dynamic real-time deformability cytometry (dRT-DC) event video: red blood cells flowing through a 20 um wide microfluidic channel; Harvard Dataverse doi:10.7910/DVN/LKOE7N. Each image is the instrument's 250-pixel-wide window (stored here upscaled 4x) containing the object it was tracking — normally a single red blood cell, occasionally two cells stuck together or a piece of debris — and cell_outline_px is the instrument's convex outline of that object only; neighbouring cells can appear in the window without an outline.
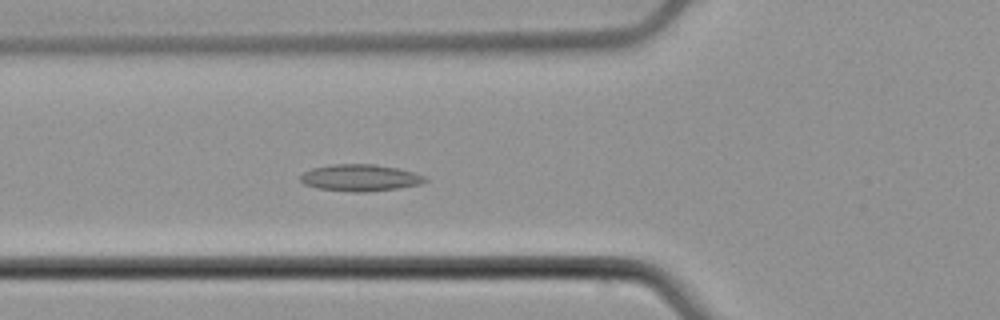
{"species": "common noctule bat (a hibernating species)", "species_latin": "Nyctalus noctula", "temperature_condition": "cold", "stored_images_in_passage": 55, "camera_frame_rate_fps": 3000, "um_per_image_px": 0.085, "animal": {"sex": "male", "body_mass_g": 21.5, "forearm_length_mm": 52.0}, "frame": {"image": 1, "passage_image": 20, "time_ms": 6.333, "image_size_px": [1000, 320], "cell_outline_px": [[428, 180], [420, 184], [400, 188], [364, 192], [352, 192], [316, 188], [304, 184], [300, 180], [300, 176], [304, 172], [312, 168], [332, 164], [376, 164], [396, 168], [412, 172], [424, 176]], "centroid_in_image_um": [30.59, 15.11], "position_along_channel_um": 95.2, "area_um2": 19.42}}
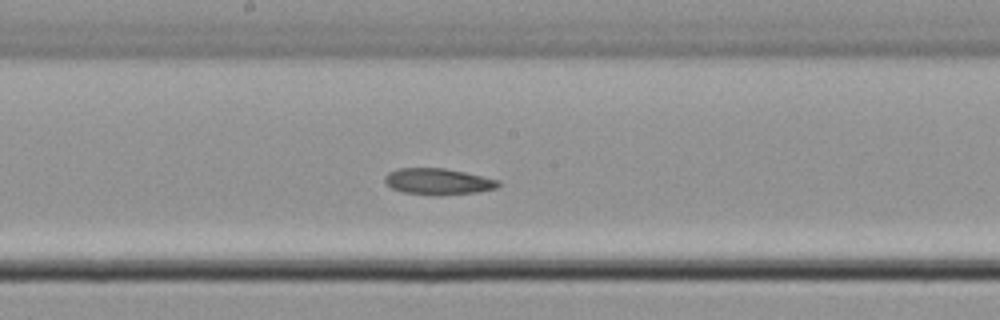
{"frame": {"image": 2, "passage_image": 29, "time_ms": 9.333, "image_size_px": [1000, 320], "cell_outline_px": [[500, 184], [496, 188], [476, 192], [440, 196], [432, 196], [404, 192], [392, 188], [384, 180], [384, 176], [388, 172], [396, 168], [444, 168], [464, 172], [500, 180]], "centroid_in_image_um": [37.22, 15.43], "position_along_channel_um": 211.0, "area_um2": 17.51}}
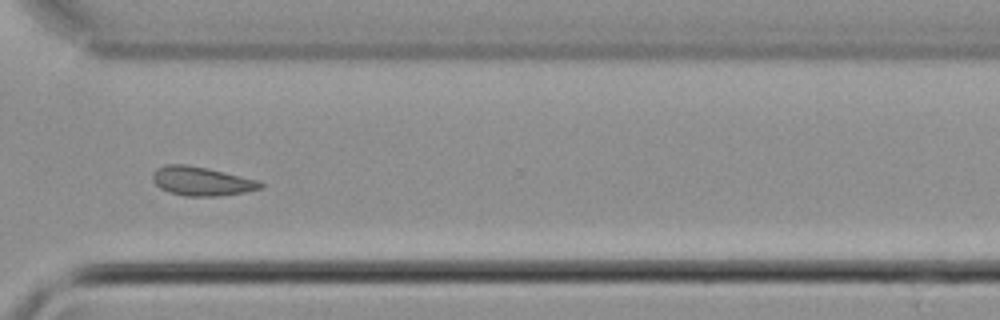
{"frame": {"image": 3, "passage_image": 40, "time_ms": 13.0, "image_size_px": [1000, 320], "cell_outline_px": [[264, 188], [244, 192], [220, 196], [184, 196], [168, 192], [160, 188], [152, 180], [152, 172], [156, 168], [168, 164], [184, 164], [208, 168], [260, 180], [264, 184]], "centroid_in_image_um": [17.15, 15.4], "position_along_channel_um": 353.5, "area_um2": 18.44}}